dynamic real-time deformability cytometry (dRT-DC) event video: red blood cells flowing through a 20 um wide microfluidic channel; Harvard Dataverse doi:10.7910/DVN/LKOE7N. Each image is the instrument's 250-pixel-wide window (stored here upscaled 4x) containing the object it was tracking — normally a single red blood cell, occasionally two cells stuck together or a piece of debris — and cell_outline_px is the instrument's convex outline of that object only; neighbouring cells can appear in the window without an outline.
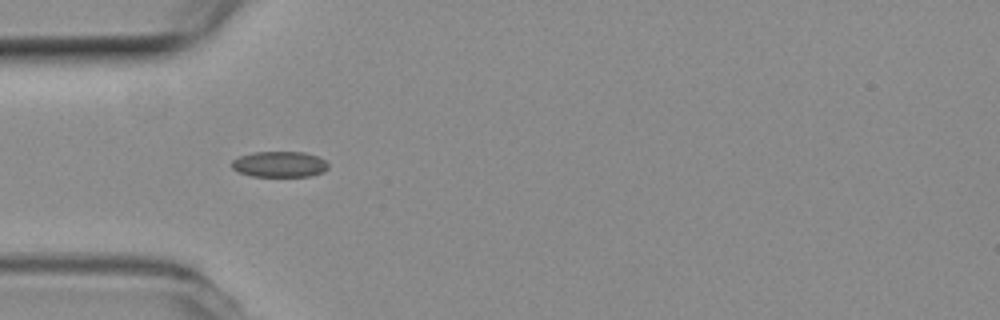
{"species": "common noctule bat (a hibernating species)", "species_latin": "Nyctalus noctula", "temperature_condition": "room temperature", "stored_images_in_passage": 8, "camera_frame_rate_fps": 3000, "um_per_image_px": 0.085, "animal": {"sex": "female", "body_mass_g": 19.3, "forearm_length_mm": 54.1}, "frame": {"image": 1, "passage_image": 5, "time_ms": 1.333, "image_size_px": [1000, 320], "cell_outline_px": [[328, 168], [324, 172], [308, 176], [252, 176], [240, 172], [232, 168], [232, 160], [240, 156], [252, 152], [304, 152], [316, 156], [324, 160], [328, 164]], "centroid_in_image_um": [23.76, 13.96], "position_along_channel_um": 61.2, "area_um2": 14.39}}
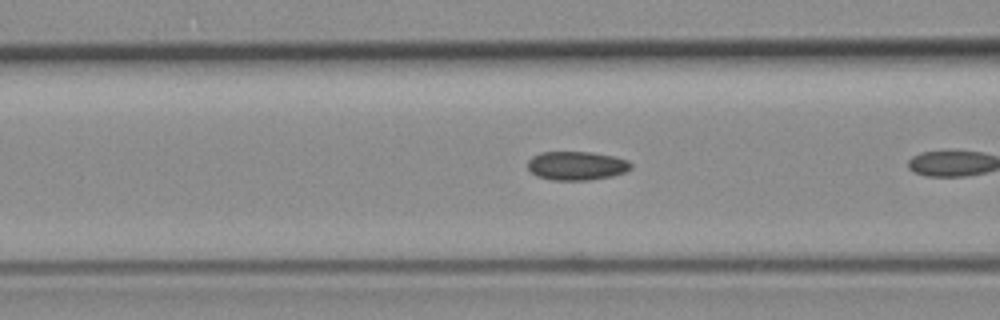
{"frame": {"image": 2, "passage_image": 7, "time_ms": 2.0, "image_size_px": [1000, 320], "cell_outline_px": [[632, 168], [624, 172], [612, 176], [588, 180], [552, 180], [536, 176], [528, 168], [528, 160], [532, 156], [540, 152], [592, 152], [612, 156], [628, 160], [632, 164]], "centroid_in_image_um": [49.0, 14.08], "position_along_channel_um": 117.6, "area_um2": 17.34}}